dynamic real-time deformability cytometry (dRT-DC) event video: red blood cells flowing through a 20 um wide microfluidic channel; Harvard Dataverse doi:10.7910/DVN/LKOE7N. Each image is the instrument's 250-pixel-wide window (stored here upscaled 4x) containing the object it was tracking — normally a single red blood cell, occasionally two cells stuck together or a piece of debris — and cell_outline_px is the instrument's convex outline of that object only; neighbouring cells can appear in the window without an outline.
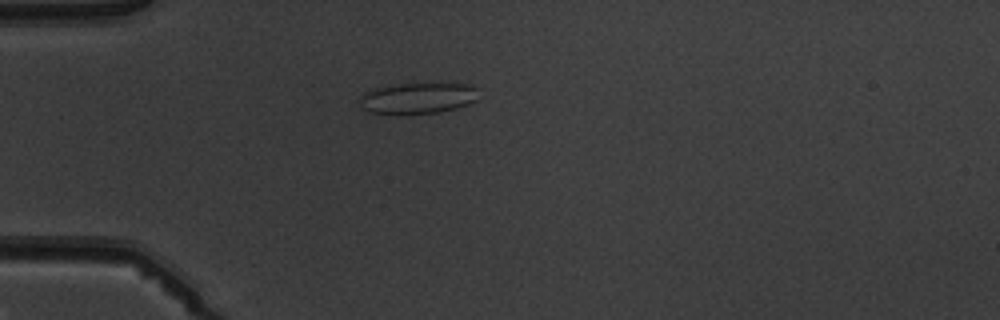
{"species": "common noctule bat (a hibernating species)", "species_latin": "Nyctalus noctula", "temperature_condition": "warm", "stored_images_in_passage": 2, "camera_frame_rate_fps": 3000, "um_per_image_px": 0.085, "animal": {"sex": "male", "body_mass_g": 19.5, "forearm_length_mm": 54.6}, "frame": {"image": 1, "passage_image": 2, "time_ms": 1.0, "image_size_px": [1000, 320], "cell_outline_px": [[476, 100], [468, 104], [456, 108], [436, 112], [368, 112], [364, 108], [360, 100], [360, 96], [364, 92], [376, 88], [400, 84], [472, 84], [476, 88]], "centroid_in_image_um": [35.54, 8.31], "position_along_channel_um": 49.5, "area_um2": 20.58}}